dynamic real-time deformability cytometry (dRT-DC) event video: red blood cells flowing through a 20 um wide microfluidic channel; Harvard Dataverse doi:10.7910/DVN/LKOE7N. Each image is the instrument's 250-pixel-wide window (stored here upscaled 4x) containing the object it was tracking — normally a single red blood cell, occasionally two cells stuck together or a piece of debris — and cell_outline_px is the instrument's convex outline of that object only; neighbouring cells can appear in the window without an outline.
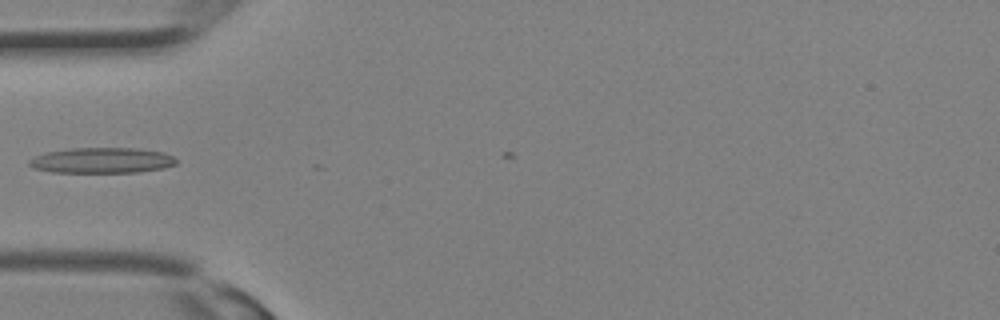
{"species": "Egyptian fruit bat (a non-hibernating species)", "species_latin": "Rousettus aegyptiacus", "temperature_condition": "room temperature", "stored_images_in_passage": 3, "camera_frame_rate_fps": 3000, "um_per_image_px": 0.085, "animal": {"sex": "female"}, "frame": {"image": 1, "passage_image": 1, "time_ms": 0.0, "image_size_px": [1000, 320], "cell_outline_px": [[176, 164], [164, 168], [136, 172], [52, 172], [36, 168], [28, 164], [28, 160], [32, 156], [44, 152], [68, 148], [132, 148], [164, 152], [172, 156], [176, 160]], "centroid_in_image_um": [8.61, 13.62], "position_along_channel_um": 76.4, "area_um2": 21.91}}